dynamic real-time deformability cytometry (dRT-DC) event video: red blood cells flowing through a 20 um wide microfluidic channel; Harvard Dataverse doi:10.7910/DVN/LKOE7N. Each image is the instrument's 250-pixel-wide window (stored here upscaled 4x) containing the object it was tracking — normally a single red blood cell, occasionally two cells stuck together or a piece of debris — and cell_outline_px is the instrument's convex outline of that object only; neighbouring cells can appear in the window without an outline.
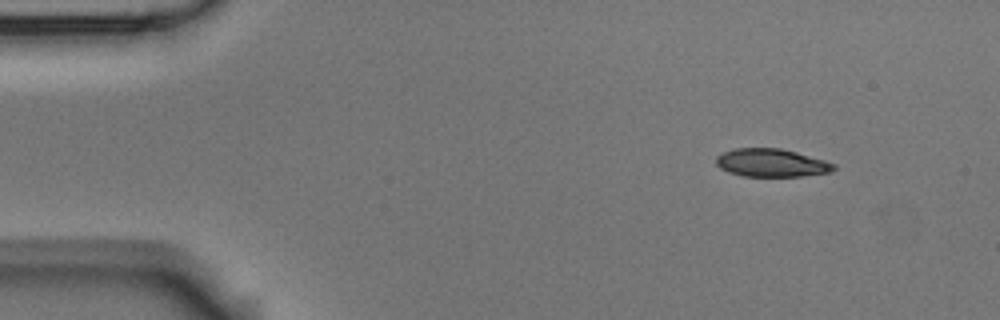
{"species": "Egyptian fruit bat (a non-hibernating species)", "species_latin": "Rousettus aegyptiacus", "temperature_condition": "room temperature", "stored_images_in_passage": 4, "camera_frame_rate_fps": 3000, "um_per_image_px": 0.085, "animal": {"sex": "male"}, "frame": {"image": 1, "passage_image": 1, "time_ms": 0.0, "image_size_px": [1000, 320], "cell_outline_px": [[836, 168], [832, 172], [804, 176], [744, 176], [728, 172], [720, 168], [716, 164], [716, 156], [732, 148], [780, 148], [796, 152], [824, 160], [836, 164]], "centroid_in_image_um": [65.58, 13.84], "position_along_channel_um": 19.4, "area_um2": 19.31}}
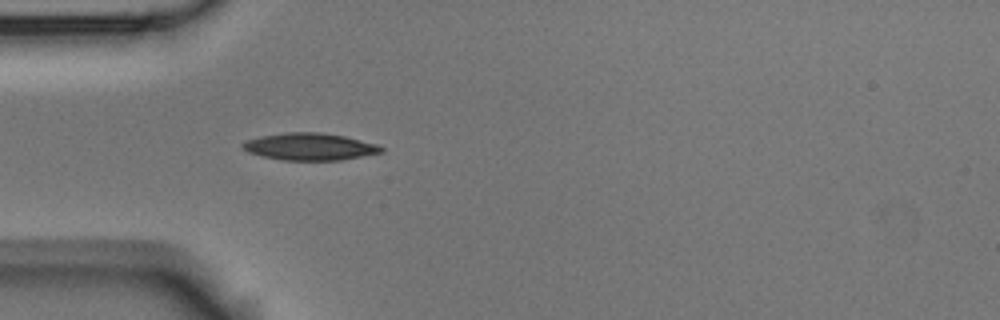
{"frame": {"image": 2, "passage_image": 4, "time_ms": 1.0, "image_size_px": [1000, 320], "cell_outline_px": [[384, 152], [340, 160], [284, 160], [264, 156], [248, 152], [240, 144], [244, 140], [260, 136], [284, 132], [320, 132], [344, 136], [376, 144], [384, 148]], "centroid_in_image_um": [26.31, 12.45], "position_along_channel_um": 58.7, "area_um2": 21.85}}